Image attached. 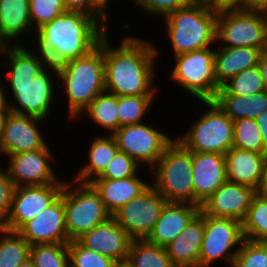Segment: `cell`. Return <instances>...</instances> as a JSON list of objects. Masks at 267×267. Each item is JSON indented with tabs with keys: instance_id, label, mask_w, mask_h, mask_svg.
I'll list each match as a JSON object with an SVG mask.
<instances>
[{
	"instance_id": "cell-18",
	"label": "cell",
	"mask_w": 267,
	"mask_h": 267,
	"mask_svg": "<svg viewBox=\"0 0 267 267\" xmlns=\"http://www.w3.org/2000/svg\"><path fill=\"white\" fill-rule=\"evenodd\" d=\"M76 240L82 246L110 257L120 266H124L133 239L111 215L94 230L82 234Z\"/></svg>"
},
{
	"instance_id": "cell-5",
	"label": "cell",
	"mask_w": 267,
	"mask_h": 267,
	"mask_svg": "<svg viewBox=\"0 0 267 267\" xmlns=\"http://www.w3.org/2000/svg\"><path fill=\"white\" fill-rule=\"evenodd\" d=\"M149 171L153 175L151 185L167 202L195 205L192 151L179 140L174 138Z\"/></svg>"
},
{
	"instance_id": "cell-37",
	"label": "cell",
	"mask_w": 267,
	"mask_h": 267,
	"mask_svg": "<svg viewBox=\"0 0 267 267\" xmlns=\"http://www.w3.org/2000/svg\"><path fill=\"white\" fill-rule=\"evenodd\" d=\"M35 267H70L68 244L44 243L30 248Z\"/></svg>"
},
{
	"instance_id": "cell-49",
	"label": "cell",
	"mask_w": 267,
	"mask_h": 267,
	"mask_svg": "<svg viewBox=\"0 0 267 267\" xmlns=\"http://www.w3.org/2000/svg\"><path fill=\"white\" fill-rule=\"evenodd\" d=\"M258 67L263 77L264 89L267 92V51H264L259 59Z\"/></svg>"
},
{
	"instance_id": "cell-51",
	"label": "cell",
	"mask_w": 267,
	"mask_h": 267,
	"mask_svg": "<svg viewBox=\"0 0 267 267\" xmlns=\"http://www.w3.org/2000/svg\"><path fill=\"white\" fill-rule=\"evenodd\" d=\"M92 2L106 15L108 18L110 17L108 14V6L110 0H92Z\"/></svg>"
},
{
	"instance_id": "cell-2",
	"label": "cell",
	"mask_w": 267,
	"mask_h": 267,
	"mask_svg": "<svg viewBox=\"0 0 267 267\" xmlns=\"http://www.w3.org/2000/svg\"><path fill=\"white\" fill-rule=\"evenodd\" d=\"M36 52L49 64L59 66L89 54L107 30L92 16L65 11L35 31Z\"/></svg>"
},
{
	"instance_id": "cell-24",
	"label": "cell",
	"mask_w": 267,
	"mask_h": 267,
	"mask_svg": "<svg viewBox=\"0 0 267 267\" xmlns=\"http://www.w3.org/2000/svg\"><path fill=\"white\" fill-rule=\"evenodd\" d=\"M138 173L141 171L125 179H93L89 183L98 192L106 210L113 215L151 185L150 182L143 181Z\"/></svg>"
},
{
	"instance_id": "cell-34",
	"label": "cell",
	"mask_w": 267,
	"mask_h": 267,
	"mask_svg": "<svg viewBox=\"0 0 267 267\" xmlns=\"http://www.w3.org/2000/svg\"><path fill=\"white\" fill-rule=\"evenodd\" d=\"M263 91V77L257 65L228 79L217 90L216 95L250 96Z\"/></svg>"
},
{
	"instance_id": "cell-28",
	"label": "cell",
	"mask_w": 267,
	"mask_h": 267,
	"mask_svg": "<svg viewBox=\"0 0 267 267\" xmlns=\"http://www.w3.org/2000/svg\"><path fill=\"white\" fill-rule=\"evenodd\" d=\"M100 136V137H99ZM91 140L88 163L85 162L84 166L73 177V180L89 183L94 178L98 177L108 166V163L115 157L119 151L117 142L112 135H99Z\"/></svg>"
},
{
	"instance_id": "cell-13",
	"label": "cell",
	"mask_w": 267,
	"mask_h": 267,
	"mask_svg": "<svg viewBox=\"0 0 267 267\" xmlns=\"http://www.w3.org/2000/svg\"><path fill=\"white\" fill-rule=\"evenodd\" d=\"M167 200L152 185L118 209L116 222L135 239H146L159 219Z\"/></svg>"
},
{
	"instance_id": "cell-3",
	"label": "cell",
	"mask_w": 267,
	"mask_h": 267,
	"mask_svg": "<svg viewBox=\"0 0 267 267\" xmlns=\"http://www.w3.org/2000/svg\"><path fill=\"white\" fill-rule=\"evenodd\" d=\"M56 79L67 94L69 119L83 117L81 113L105 91L104 35L86 56L57 66Z\"/></svg>"
},
{
	"instance_id": "cell-45",
	"label": "cell",
	"mask_w": 267,
	"mask_h": 267,
	"mask_svg": "<svg viewBox=\"0 0 267 267\" xmlns=\"http://www.w3.org/2000/svg\"><path fill=\"white\" fill-rule=\"evenodd\" d=\"M206 4L214 11L243 10V0H208Z\"/></svg>"
},
{
	"instance_id": "cell-1",
	"label": "cell",
	"mask_w": 267,
	"mask_h": 267,
	"mask_svg": "<svg viewBox=\"0 0 267 267\" xmlns=\"http://www.w3.org/2000/svg\"><path fill=\"white\" fill-rule=\"evenodd\" d=\"M107 33L104 34L105 91L117 96H156L158 45L128 34L120 39L119 47H114Z\"/></svg>"
},
{
	"instance_id": "cell-39",
	"label": "cell",
	"mask_w": 267,
	"mask_h": 267,
	"mask_svg": "<svg viewBox=\"0 0 267 267\" xmlns=\"http://www.w3.org/2000/svg\"><path fill=\"white\" fill-rule=\"evenodd\" d=\"M232 267H267V242L244 239Z\"/></svg>"
},
{
	"instance_id": "cell-27",
	"label": "cell",
	"mask_w": 267,
	"mask_h": 267,
	"mask_svg": "<svg viewBox=\"0 0 267 267\" xmlns=\"http://www.w3.org/2000/svg\"><path fill=\"white\" fill-rule=\"evenodd\" d=\"M262 53L261 49L252 47H217L214 57L217 83L221 86L231 77L257 66Z\"/></svg>"
},
{
	"instance_id": "cell-8",
	"label": "cell",
	"mask_w": 267,
	"mask_h": 267,
	"mask_svg": "<svg viewBox=\"0 0 267 267\" xmlns=\"http://www.w3.org/2000/svg\"><path fill=\"white\" fill-rule=\"evenodd\" d=\"M170 80L199 101L213 100L221 87L215 77L214 46L173 56Z\"/></svg>"
},
{
	"instance_id": "cell-50",
	"label": "cell",
	"mask_w": 267,
	"mask_h": 267,
	"mask_svg": "<svg viewBox=\"0 0 267 267\" xmlns=\"http://www.w3.org/2000/svg\"><path fill=\"white\" fill-rule=\"evenodd\" d=\"M0 81H1V79H0ZM5 88L6 87H4L3 84H1V82H0V112H10L9 108H8V101L10 99L6 98L8 92L6 91L7 89H5Z\"/></svg>"
},
{
	"instance_id": "cell-22",
	"label": "cell",
	"mask_w": 267,
	"mask_h": 267,
	"mask_svg": "<svg viewBox=\"0 0 267 267\" xmlns=\"http://www.w3.org/2000/svg\"><path fill=\"white\" fill-rule=\"evenodd\" d=\"M32 47L26 45H7L1 51V57H6L5 68L8 71L9 85H25L33 81L36 75L42 72L48 65V60L40 55ZM7 64V65H6ZM8 67V68H6Z\"/></svg>"
},
{
	"instance_id": "cell-23",
	"label": "cell",
	"mask_w": 267,
	"mask_h": 267,
	"mask_svg": "<svg viewBox=\"0 0 267 267\" xmlns=\"http://www.w3.org/2000/svg\"><path fill=\"white\" fill-rule=\"evenodd\" d=\"M203 234L204 212L201 210L184 231L165 247L175 267H198Z\"/></svg>"
},
{
	"instance_id": "cell-10",
	"label": "cell",
	"mask_w": 267,
	"mask_h": 267,
	"mask_svg": "<svg viewBox=\"0 0 267 267\" xmlns=\"http://www.w3.org/2000/svg\"><path fill=\"white\" fill-rule=\"evenodd\" d=\"M243 240L240 221L204 213V234L198 267H210L221 260L232 267Z\"/></svg>"
},
{
	"instance_id": "cell-9",
	"label": "cell",
	"mask_w": 267,
	"mask_h": 267,
	"mask_svg": "<svg viewBox=\"0 0 267 267\" xmlns=\"http://www.w3.org/2000/svg\"><path fill=\"white\" fill-rule=\"evenodd\" d=\"M216 41L217 47H252L267 51V14L242 9L219 11Z\"/></svg>"
},
{
	"instance_id": "cell-19",
	"label": "cell",
	"mask_w": 267,
	"mask_h": 267,
	"mask_svg": "<svg viewBox=\"0 0 267 267\" xmlns=\"http://www.w3.org/2000/svg\"><path fill=\"white\" fill-rule=\"evenodd\" d=\"M257 191L237 182L223 183L201 206L208 216L233 218L241 223Z\"/></svg>"
},
{
	"instance_id": "cell-21",
	"label": "cell",
	"mask_w": 267,
	"mask_h": 267,
	"mask_svg": "<svg viewBox=\"0 0 267 267\" xmlns=\"http://www.w3.org/2000/svg\"><path fill=\"white\" fill-rule=\"evenodd\" d=\"M200 211L201 207L191 203L167 202L146 240L165 248Z\"/></svg>"
},
{
	"instance_id": "cell-4",
	"label": "cell",
	"mask_w": 267,
	"mask_h": 267,
	"mask_svg": "<svg viewBox=\"0 0 267 267\" xmlns=\"http://www.w3.org/2000/svg\"><path fill=\"white\" fill-rule=\"evenodd\" d=\"M217 18L218 12L206 3L191 2L162 19L167 26L173 55L215 46Z\"/></svg>"
},
{
	"instance_id": "cell-54",
	"label": "cell",
	"mask_w": 267,
	"mask_h": 267,
	"mask_svg": "<svg viewBox=\"0 0 267 267\" xmlns=\"http://www.w3.org/2000/svg\"><path fill=\"white\" fill-rule=\"evenodd\" d=\"M7 46L1 39H0V55H1V51L2 49ZM1 58V57H0Z\"/></svg>"
},
{
	"instance_id": "cell-6",
	"label": "cell",
	"mask_w": 267,
	"mask_h": 267,
	"mask_svg": "<svg viewBox=\"0 0 267 267\" xmlns=\"http://www.w3.org/2000/svg\"><path fill=\"white\" fill-rule=\"evenodd\" d=\"M199 102L208 110L200 113L182 136L175 138L192 152L225 155L233 147L234 123L213 100Z\"/></svg>"
},
{
	"instance_id": "cell-44",
	"label": "cell",
	"mask_w": 267,
	"mask_h": 267,
	"mask_svg": "<svg viewBox=\"0 0 267 267\" xmlns=\"http://www.w3.org/2000/svg\"><path fill=\"white\" fill-rule=\"evenodd\" d=\"M66 11H78L94 17L108 31V17L92 0H64Z\"/></svg>"
},
{
	"instance_id": "cell-20",
	"label": "cell",
	"mask_w": 267,
	"mask_h": 267,
	"mask_svg": "<svg viewBox=\"0 0 267 267\" xmlns=\"http://www.w3.org/2000/svg\"><path fill=\"white\" fill-rule=\"evenodd\" d=\"M192 168L195 205L201 207L227 181L225 155L211 152H192Z\"/></svg>"
},
{
	"instance_id": "cell-42",
	"label": "cell",
	"mask_w": 267,
	"mask_h": 267,
	"mask_svg": "<svg viewBox=\"0 0 267 267\" xmlns=\"http://www.w3.org/2000/svg\"><path fill=\"white\" fill-rule=\"evenodd\" d=\"M192 0H132L149 16L165 18L170 13L189 5ZM155 15V16H154Z\"/></svg>"
},
{
	"instance_id": "cell-38",
	"label": "cell",
	"mask_w": 267,
	"mask_h": 267,
	"mask_svg": "<svg viewBox=\"0 0 267 267\" xmlns=\"http://www.w3.org/2000/svg\"><path fill=\"white\" fill-rule=\"evenodd\" d=\"M71 267H120L112 258L82 246L77 240L68 243Z\"/></svg>"
},
{
	"instance_id": "cell-17",
	"label": "cell",
	"mask_w": 267,
	"mask_h": 267,
	"mask_svg": "<svg viewBox=\"0 0 267 267\" xmlns=\"http://www.w3.org/2000/svg\"><path fill=\"white\" fill-rule=\"evenodd\" d=\"M31 246L35 244L70 242L65 220L64 187L61 195L45 210L26 222L17 231Z\"/></svg>"
},
{
	"instance_id": "cell-31",
	"label": "cell",
	"mask_w": 267,
	"mask_h": 267,
	"mask_svg": "<svg viewBox=\"0 0 267 267\" xmlns=\"http://www.w3.org/2000/svg\"><path fill=\"white\" fill-rule=\"evenodd\" d=\"M125 267H175L166 248L146 239L132 240Z\"/></svg>"
},
{
	"instance_id": "cell-46",
	"label": "cell",
	"mask_w": 267,
	"mask_h": 267,
	"mask_svg": "<svg viewBox=\"0 0 267 267\" xmlns=\"http://www.w3.org/2000/svg\"><path fill=\"white\" fill-rule=\"evenodd\" d=\"M243 10L267 12V0H243Z\"/></svg>"
},
{
	"instance_id": "cell-41",
	"label": "cell",
	"mask_w": 267,
	"mask_h": 267,
	"mask_svg": "<svg viewBox=\"0 0 267 267\" xmlns=\"http://www.w3.org/2000/svg\"><path fill=\"white\" fill-rule=\"evenodd\" d=\"M140 165L125 152L118 151L105 170L94 179H125L134 176Z\"/></svg>"
},
{
	"instance_id": "cell-48",
	"label": "cell",
	"mask_w": 267,
	"mask_h": 267,
	"mask_svg": "<svg viewBox=\"0 0 267 267\" xmlns=\"http://www.w3.org/2000/svg\"><path fill=\"white\" fill-rule=\"evenodd\" d=\"M257 193L267 194V152L264 155V161L262 165V177L258 186Z\"/></svg>"
},
{
	"instance_id": "cell-43",
	"label": "cell",
	"mask_w": 267,
	"mask_h": 267,
	"mask_svg": "<svg viewBox=\"0 0 267 267\" xmlns=\"http://www.w3.org/2000/svg\"><path fill=\"white\" fill-rule=\"evenodd\" d=\"M0 167V228H3L8 220L11 206L12 196L15 186L8 175V172Z\"/></svg>"
},
{
	"instance_id": "cell-14",
	"label": "cell",
	"mask_w": 267,
	"mask_h": 267,
	"mask_svg": "<svg viewBox=\"0 0 267 267\" xmlns=\"http://www.w3.org/2000/svg\"><path fill=\"white\" fill-rule=\"evenodd\" d=\"M49 145L43 149L24 151L7 155L9 162L4 169L8 172L15 187L48 185L65 182L56 175L53 168L56 159ZM55 161V162H54Z\"/></svg>"
},
{
	"instance_id": "cell-40",
	"label": "cell",
	"mask_w": 267,
	"mask_h": 267,
	"mask_svg": "<svg viewBox=\"0 0 267 267\" xmlns=\"http://www.w3.org/2000/svg\"><path fill=\"white\" fill-rule=\"evenodd\" d=\"M30 17L34 30L51 22L66 11L64 0H29Z\"/></svg>"
},
{
	"instance_id": "cell-25",
	"label": "cell",
	"mask_w": 267,
	"mask_h": 267,
	"mask_svg": "<svg viewBox=\"0 0 267 267\" xmlns=\"http://www.w3.org/2000/svg\"><path fill=\"white\" fill-rule=\"evenodd\" d=\"M33 31L29 0H0V39L6 45H22V35Z\"/></svg>"
},
{
	"instance_id": "cell-16",
	"label": "cell",
	"mask_w": 267,
	"mask_h": 267,
	"mask_svg": "<svg viewBox=\"0 0 267 267\" xmlns=\"http://www.w3.org/2000/svg\"><path fill=\"white\" fill-rule=\"evenodd\" d=\"M44 121L36 117L9 112L0 140V156L45 148L49 143L40 132Z\"/></svg>"
},
{
	"instance_id": "cell-7",
	"label": "cell",
	"mask_w": 267,
	"mask_h": 267,
	"mask_svg": "<svg viewBox=\"0 0 267 267\" xmlns=\"http://www.w3.org/2000/svg\"><path fill=\"white\" fill-rule=\"evenodd\" d=\"M64 209L69 240L94 230L111 214L106 210L98 192L90 183L72 179L64 185Z\"/></svg>"
},
{
	"instance_id": "cell-52",
	"label": "cell",
	"mask_w": 267,
	"mask_h": 267,
	"mask_svg": "<svg viewBox=\"0 0 267 267\" xmlns=\"http://www.w3.org/2000/svg\"><path fill=\"white\" fill-rule=\"evenodd\" d=\"M9 112H0V140L3 134L4 123Z\"/></svg>"
},
{
	"instance_id": "cell-35",
	"label": "cell",
	"mask_w": 267,
	"mask_h": 267,
	"mask_svg": "<svg viewBox=\"0 0 267 267\" xmlns=\"http://www.w3.org/2000/svg\"><path fill=\"white\" fill-rule=\"evenodd\" d=\"M154 101L156 96H118L119 128L143 123Z\"/></svg>"
},
{
	"instance_id": "cell-29",
	"label": "cell",
	"mask_w": 267,
	"mask_h": 267,
	"mask_svg": "<svg viewBox=\"0 0 267 267\" xmlns=\"http://www.w3.org/2000/svg\"><path fill=\"white\" fill-rule=\"evenodd\" d=\"M213 101L232 120L241 118L256 119L267 110V92L250 96L215 95Z\"/></svg>"
},
{
	"instance_id": "cell-33",
	"label": "cell",
	"mask_w": 267,
	"mask_h": 267,
	"mask_svg": "<svg viewBox=\"0 0 267 267\" xmlns=\"http://www.w3.org/2000/svg\"><path fill=\"white\" fill-rule=\"evenodd\" d=\"M30 248L18 232L0 228V267H18L30 258Z\"/></svg>"
},
{
	"instance_id": "cell-12",
	"label": "cell",
	"mask_w": 267,
	"mask_h": 267,
	"mask_svg": "<svg viewBox=\"0 0 267 267\" xmlns=\"http://www.w3.org/2000/svg\"><path fill=\"white\" fill-rule=\"evenodd\" d=\"M52 72L50 73V71ZM53 73V74H52ZM51 74V75H50ZM57 76V66L49 64L42 72L35 76L33 81L25 85H8L7 88L16 103L8 101V108L10 112L36 117L42 120L47 119L51 115V107L53 108L55 96H58L53 84L54 78ZM55 93V96H54Z\"/></svg>"
},
{
	"instance_id": "cell-55",
	"label": "cell",
	"mask_w": 267,
	"mask_h": 267,
	"mask_svg": "<svg viewBox=\"0 0 267 267\" xmlns=\"http://www.w3.org/2000/svg\"><path fill=\"white\" fill-rule=\"evenodd\" d=\"M208 0H192V2H204L206 3Z\"/></svg>"
},
{
	"instance_id": "cell-30",
	"label": "cell",
	"mask_w": 267,
	"mask_h": 267,
	"mask_svg": "<svg viewBox=\"0 0 267 267\" xmlns=\"http://www.w3.org/2000/svg\"><path fill=\"white\" fill-rule=\"evenodd\" d=\"M118 96L104 91L93 99L91 104L81 113L97 125L104 133L112 135L119 128ZM106 129V130H105Z\"/></svg>"
},
{
	"instance_id": "cell-47",
	"label": "cell",
	"mask_w": 267,
	"mask_h": 267,
	"mask_svg": "<svg viewBox=\"0 0 267 267\" xmlns=\"http://www.w3.org/2000/svg\"><path fill=\"white\" fill-rule=\"evenodd\" d=\"M256 122L260 130L263 144L267 149V110L259 114L256 118Z\"/></svg>"
},
{
	"instance_id": "cell-15",
	"label": "cell",
	"mask_w": 267,
	"mask_h": 267,
	"mask_svg": "<svg viewBox=\"0 0 267 267\" xmlns=\"http://www.w3.org/2000/svg\"><path fill=\"white\" fill-rule=\"evenodd\" d=\"M64 185L65 182H57L15 187L11 211L3 229L17 232L26 222L52 204L61 195Z\"/></svg>"
},
{
	"instance_id": "cell-53",
	"label": "cell",
	"mask_w": 267,
	"mask_h": 267,
	"mask_svg": "<svg viewBox=\"0 0 267 267\" xmlns=\"http://www.w3.org/2000/svg\"><path fill=\"white\" fill-rule=\"evenodd\" d=\"M18 267H35L33 261L28 258L25 262L21 263Z\"/></svg>"
},
{
	"instance_id": "cell-11",
	"label": "cell",
	"mask_w": 267,
	"mask_h": 267,
	"mask_svg": "<svg viewBox=\"0 0 267 267\" xmlns=\"http://www.w3.org/2000/svg\"><path fill=\"white\" fill-rule=\"evenodd\" d=\"M112 136L119 151L125 152L139 165H149L148 170L157 163L166 147L174 140V137L160 131L155 124L147 125L145 122L122 126Z\"/></svg>"
},
{
	"instance_id": "cell-26",
	"label": "cell",
	"mask_w": 267,
	"mask_h": 267,
	"mask_svg": "<svg viewBox=\"0 0 267 267\" xmlns=\"http://www.w3.org/2000/svg\"><path fill=\"white\" fill-rule=\"evenodd\" d=\"M265 154L232 147L225 154L227 180L249 186L257 191L262 177Z\"/></svg>"
},
{
	"instance_id": "cell-36",
	"label": "cell",
	"mask_w": 267,
	"mask_h": 267,
	"mask_svg": "<svg viewBox=\"0 0 267 267\" xmlns=\"http://www.w3.org/2000/svg\"><path fill=\"white\" fill-rule=\"evenodd\" d=\"M233 123V147L251 152H267L256 119L241 118Z\"/></svg>"
},
{
	"instance_id": "cell-32",
	"label": "cell",
	"mask_w": 267,
	"mask_h": 267,
	"mask_svg": "<svg viewBox=\"0 0 267 267\" xmlns=\"http://www.w3.org/2000/svg\"><path fill=\"white\" fill-rule=\"evenodd\" d=\"M242 232L246 240L267 242V194H255L242 222Z\"/></svg>"
}]
</instances>
